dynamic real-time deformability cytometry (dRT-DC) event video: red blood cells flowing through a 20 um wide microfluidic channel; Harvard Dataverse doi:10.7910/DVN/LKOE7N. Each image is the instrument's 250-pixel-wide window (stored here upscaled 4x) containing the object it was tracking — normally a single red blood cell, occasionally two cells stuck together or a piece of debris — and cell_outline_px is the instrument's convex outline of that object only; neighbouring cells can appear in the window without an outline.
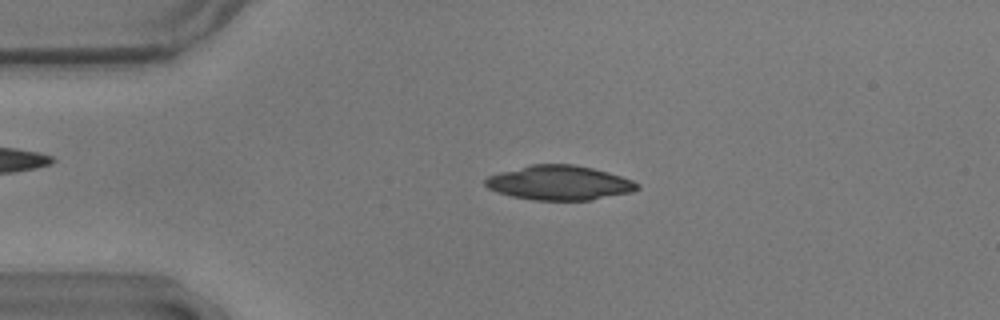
{"species": "common noctule bat (a hibernating species)", "species_latin": "Nyctalus noctula", "temperature_condition": "warm", "stored_images_in_passage": 54, "camera_frame_rate_fps": 3000, "um_per_image_px": 0.085, "animal": {"sex": "male", "body_mass_g": 17.9}, "frame": {"image": 1, "passage_image": 11, "time_ms": 3.333, "image_size_px": [1000, 320], "cell_outline_px": [[640, 188], [632, 192], [592, 200], [532, 200], [512, 196], [488, 188], [484, 184], [484, 180], [488, 176], [500, 172], [532, 164], [572, 164], [592, 168], [608, 172], [632, 180], [640, 184]], "centroid_in_image_um": [47.57, 15.54], "position_along_channel_um": 37.4, "area_um2": 30.46}}
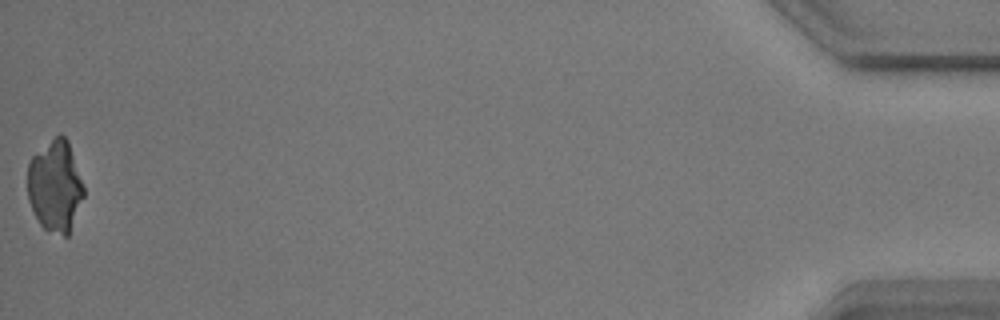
{"frame": {"image": 2, "passage_image": 54, "time_ms": 17.667, "image_size_px": [1000, 320], "cell_outline_px": [[84, 196], [68, 236], [64, 236], [48, 232], [40, 224], [28, 200], [28, 164], [32, 156], [60, 132], [68, 140], [84, 188]], "centroid_in_image_um": [4.69, 15.83], "position_along_channel_um": 430.5, "area_um2": 29.82}}